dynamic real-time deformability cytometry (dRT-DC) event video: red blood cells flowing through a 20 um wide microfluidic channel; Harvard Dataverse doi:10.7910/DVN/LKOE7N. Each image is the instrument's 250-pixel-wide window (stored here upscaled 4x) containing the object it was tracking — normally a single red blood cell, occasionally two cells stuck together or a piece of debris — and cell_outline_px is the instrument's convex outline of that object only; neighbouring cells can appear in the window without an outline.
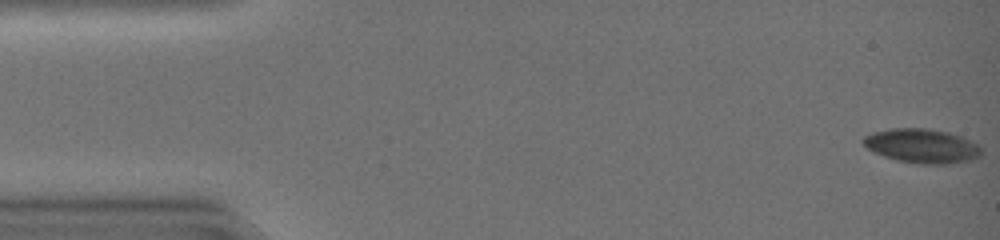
{"species": "common noctule bat (a hibernating species)", "species_latin": "Nyctalus noctula", "temperature_condition": "warm", "stored_images_in_passage": 21, "camera_frame_rate_fps": 3000, "um_per_image_px": 0.085, "animal": {"sex": "female", "body_mass_g": 19.0, "forearm_length_mm": 51.5}, "frame": {"image": 1, "passage_image": 1, "time_ms": 0.0, "image_size_px": [1000, 240], "cell_outline_px": [[980, 156], [972, 160], [948, 164], [920, 164], [896, 160], [872, 152], [860, 140], [864, 136], [872, 132], [892, 128], [924, 128], [948, 132], [960, 136], [976, 144], [980, 148]], "centroid_in_image_um": [78.32, 12.41], "position_along_channel_um": 6.7, "area_um2": 23.52}}
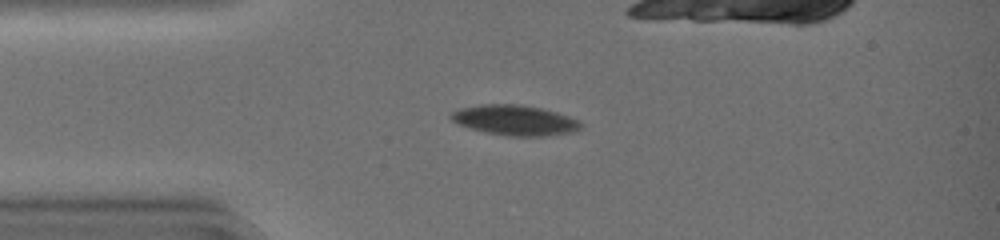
{"frame": {"image": 2, "passage_image": 12, "time_ms": 3.667, "image_size_px": [1000, 240], "cell_outline_px": [[580, 128], [572, 132], [548, 136], [508, 136], [484, 132], [468, 128], [452, 120], [448, 116], [452, 112], [460, 108], [480, 104], [520, 104], [540, 108], [556, 112], [580, 120]], "centroid_in_image_um": [43.74, 10.22], "position_along_channel_um": 41.3, "area_um2": 22.89}}
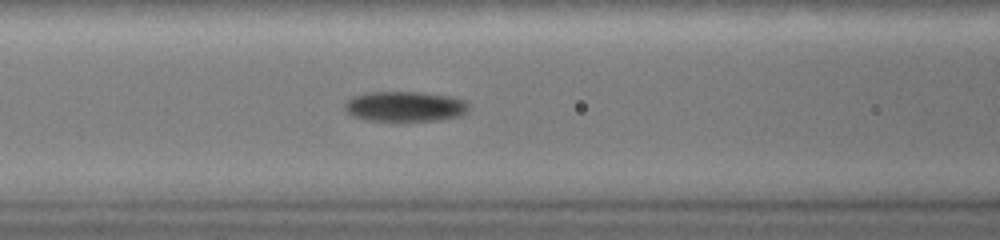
{"frame": {"image": 3, "passage_image": 20, "time_ms": 6.333, "image_size_px": [1000, 240], "cell_outline_px": [[468, 112], [460, 116], [436, 120], [364, 120], [352, 116], [344, 108], [344, 104], [352, 96], [364, 92], [420, 92], [452, 96], [464, 100], [468, 104]], "centroid_in_image_um": [34.41, 9.03], "position_along_channel_um": 132.2, "area_um2": 21.85}}